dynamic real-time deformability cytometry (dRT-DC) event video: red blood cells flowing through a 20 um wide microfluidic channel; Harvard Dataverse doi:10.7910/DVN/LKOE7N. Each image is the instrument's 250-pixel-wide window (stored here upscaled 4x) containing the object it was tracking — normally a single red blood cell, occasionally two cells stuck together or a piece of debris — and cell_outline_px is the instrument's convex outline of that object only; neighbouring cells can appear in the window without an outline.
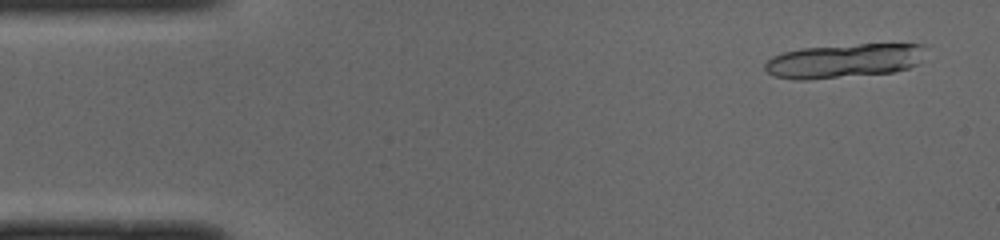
{"species": "common noctule bat (a hibernating species)", "species_latin": "Nyctalus noctula", "temperature_condition": "cold", "stored_images_in_passage": 16, "camera_frame_rate_fps": 3000, "um_per_image_px": 0.085, "animal": {"sex": "male", "body_mass_g": 19.0, "forearm_length_mm": 50.8}, "frame": {"image": 1, "passage_image": 3, "time_ms": 0.667, "image_size_px": [1000, 240], "cell_outline_px": [[928, 44], [916, 64], [908, 68], [892, 72], [808, 80], [796, 80], [776, 76], [768, 72], [764, 68], [764, 64], [772, 56], [784, 52], [800, 48], [860, 44]], "centroid_in_image_um": [71.71, 5.16], "position_along_channel_um": 13.3, "area_um2": 31.73}}